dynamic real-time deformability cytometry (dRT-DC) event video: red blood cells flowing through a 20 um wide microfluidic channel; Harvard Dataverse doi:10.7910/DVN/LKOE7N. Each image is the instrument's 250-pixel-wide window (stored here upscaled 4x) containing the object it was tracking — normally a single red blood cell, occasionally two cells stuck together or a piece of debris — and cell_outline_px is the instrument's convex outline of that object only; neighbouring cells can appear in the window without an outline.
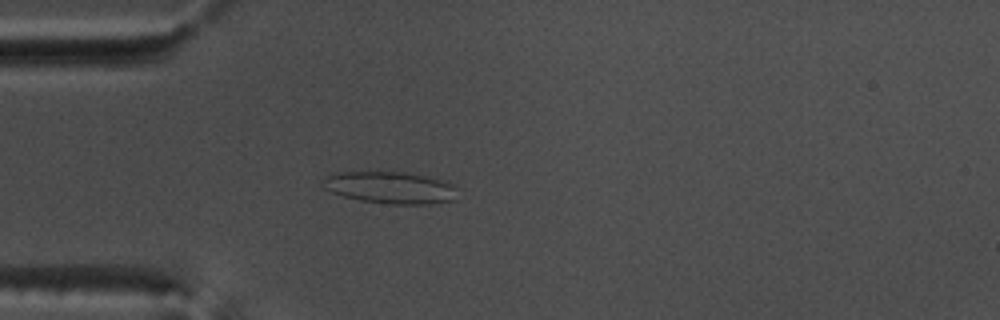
{"species": "common noctule bat (a hibernating species)", "species_latin": "Nyctalus noctula", "temperature_condition": "warm", "stored_images_in_passage": 41, "camera_frame_rate_fps": 3000, "um_per_image_px": 0.085, "animal": {"sex": "male", "body_mass_g": 17.5, "forearm_length_mm": 52.3}, "frame": {"image": 1, "passage_image": 3, "time_ms": 0.667, "image_size_px": [1000, 320], "cell_outline_px": [[456, 188], [452, 200], [428, 204], [392, 204], [360, 200], [344, 196], [332, 192], [324, 188], [320, 184], [324, 176], [336, 172], [404, 172], [428, 176], [452, 184]], "centroid_in_image_um": [33.1, 15.93], "position_along_channel_um": 51.9, "area_um2": 24.91}}
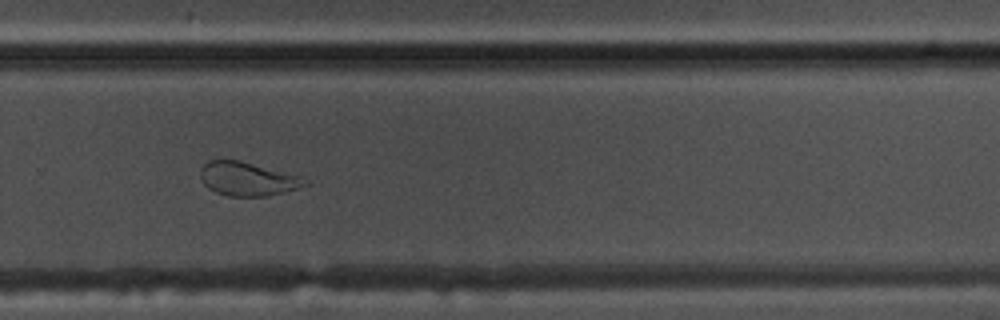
{"frame": {"image": 2, "passage_image": 24, "time_ms": 7.667, "image_size_px": [1000, 320], "cell_outline_px": [[308, 184], [300, 188], [284, 192], [264, 196], [228, 196], [216, 192], [208, 188], [200, 180], [200, 168], [208, 160], [240, 160], [304, 176]], "centroid_in_image_um": [21.05, 15.2], "position_along_channel_um": 308.7, "area_um2": 20.81}}
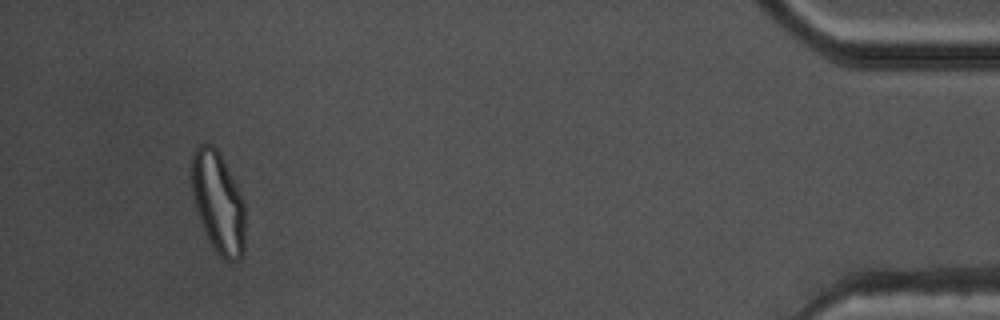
{"frame": {"image": 3, "passage_image": 38, "time_ms": 12.333, "image_size_px": [1000, 320], "cell_outline_px": [[244, 256], [240, 260], [224, 260], [216, 252], [208, 240], [204, 232], [196, 208], [192, 192], [192, 152], [200, 144], [212, 144], [220, 152], [244, 200]], "centroid_in_image_um": [18.55, 17.22], "position_along_channel_um": 416.6, "area_um2": 31.73}, "authors_computed_cell_mechanics": {"area_um2": 22.542, "velocity_mm_per_s": 3.8092, "shape_relaxation_time_tau1_ms": 7.5525, "shape_relaxation_time_tau2_ms": 1.0563, "deformation_change_tau1": 0.2283, "deformation_change_tau2": 0.091}}